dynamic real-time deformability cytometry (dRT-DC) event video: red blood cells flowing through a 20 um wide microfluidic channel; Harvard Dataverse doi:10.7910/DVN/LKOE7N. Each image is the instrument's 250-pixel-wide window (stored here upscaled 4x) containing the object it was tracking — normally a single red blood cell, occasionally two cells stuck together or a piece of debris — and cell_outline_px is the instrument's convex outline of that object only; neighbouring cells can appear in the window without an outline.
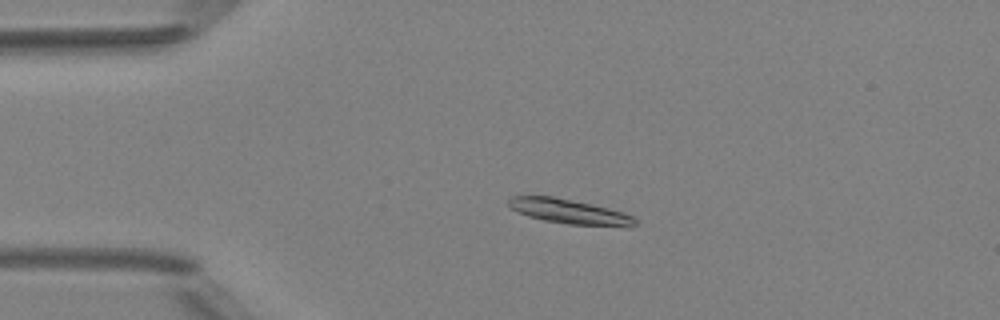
{"species": "Egyptian fruit bat (a non-hibernating species)", "species_latin": "Rousettus aegyptiacus", "temperature_condition": "room temperature", "stored_images_in_passage": 5, "camera_frame_rate_fps": 3000, "um_per_image_px": 0.085, "animal": {"sex": "female"}, "frame": {"image": 1, "passage_image": 4, "time_ms": 3.333, "image_size_px": [1000, 320], "cell_outline_px": [[636, 224], [628, 228], [568, 224], [544, 220], [528, 216], [512, 208], [508, 204], [508, 200], [512, 196], [552, 196], [592, 204], [624, 212], [632, 216], [636, 220]], "centroid_in_image_um": [48.48, 18.0], "position_along_channel_um": 36.5, "area_um2": 18.26}}